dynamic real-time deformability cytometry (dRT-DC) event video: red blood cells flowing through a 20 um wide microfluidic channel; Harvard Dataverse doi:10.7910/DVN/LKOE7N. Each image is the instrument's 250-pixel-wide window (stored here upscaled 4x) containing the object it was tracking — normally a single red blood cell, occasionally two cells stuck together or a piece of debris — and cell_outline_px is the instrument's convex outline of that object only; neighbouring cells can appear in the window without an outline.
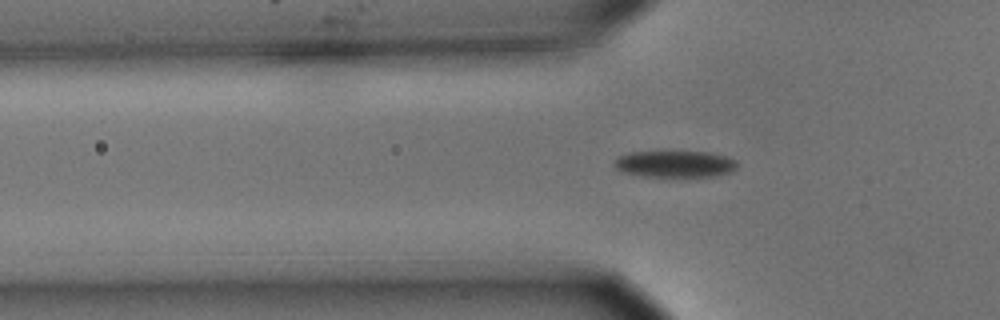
{"species": "common noctule bat (a hibernating species)", "species_latin": "Nyctalus noctula", "temperature_condition": "cold", "stored_images_in_passage": 42, "segment_of_instrument_passage": [1, 2], "camera_frame_rate_fps": 3000, "um_per_image_px": 0.085, "animal": {"sex": "male", "body_mass_g": 15.6}, "frame": {"image": 1, "passage_image": 4, "time_ms": 1.0, "image_size_px": [1000, 320], "cell_outline_px": [[740, 164], [732, 172], [716, 176], [640, 176], [624, 172], [616, 168], [612, 164], [620, 156], [628, 152], [668, 148], [708, 152], [728, 156], [736, 160]], "centroid_in_image_um": [57.39, 13.87], "position_along_channel_um": 68.4, "area_um2": 20.29}}
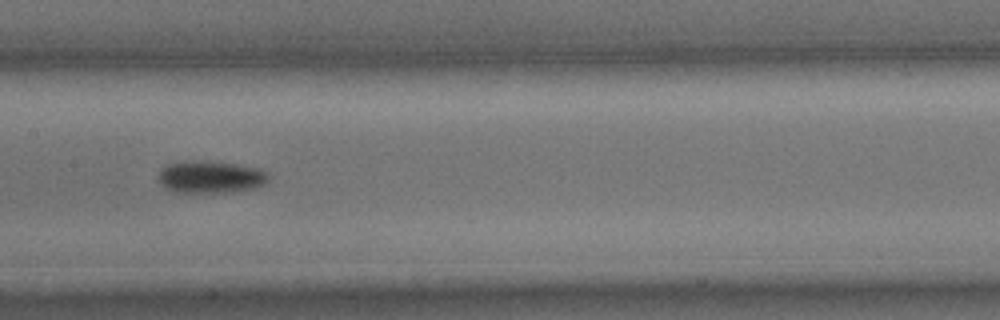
{"frame": {"image": 2, "passage_image": 14, "time_ms": 4.333, "image_size_px": [1000, 320], "cell_outline_px": [[268, 180], [264, 184], [252, 188], [228, 192], [176, 192], [164, 188], [160, 184], [160, 172], [168, 164], [188, 160], [204, 160], [236, 164], [260, 168], [268, 172]], "centroid_in_image_um": [17.91, 15.03], "position_along_channel_um": 189.5, "area_um2": 20.63}}
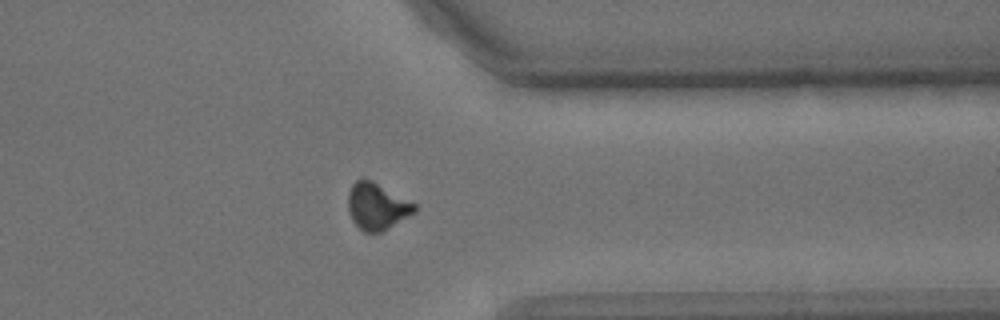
{"frame": {"image": 3, "passage_image": 30, "time_ms": 9.667, "image_size_px": [1000, 320], "cell_outline_px": [[420, 208], [416, 212], [380, 232], [364, 232], [352, 220], [348, 212], [348, 192], [352, 184], [356, 180], [372, 180], [416, 204]], "centroid_in_image_um": [32.05, 17.54], "position_along_channel_um": 379.4, "area_um2": 17.98}}